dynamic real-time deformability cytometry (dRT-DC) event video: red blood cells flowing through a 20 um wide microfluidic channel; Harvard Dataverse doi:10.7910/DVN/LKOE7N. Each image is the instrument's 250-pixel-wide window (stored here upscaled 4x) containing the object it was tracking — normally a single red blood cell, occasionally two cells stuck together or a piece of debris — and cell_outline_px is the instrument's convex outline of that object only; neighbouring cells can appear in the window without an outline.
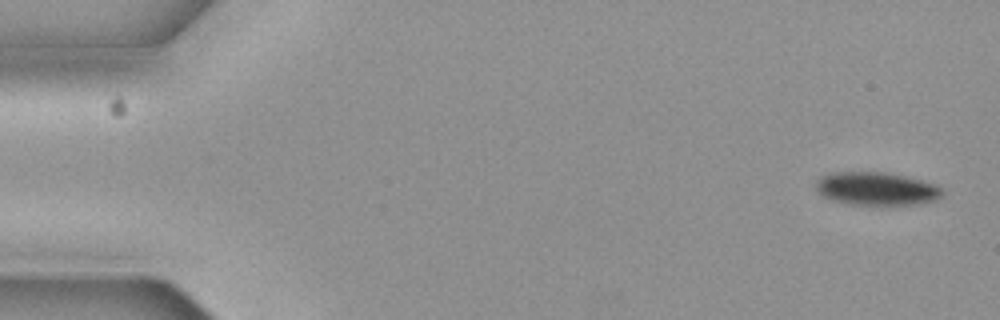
{"species": "common noctule bat (a hibernating species)", "species_latin": "Nyctalus noctula", "temperature_condition": "cold", "stored_images_in_passage": 5, "camera_frame_rate_fps": 3000, "um_per_image_px": 0.085, "animal": {"sex": "female", "body_mass_g": 19.3, "forearm_length_mm": 54.1}, "frame": {"image": 1, "passage_image": 1, "time_ms": 0.0, "image_size_px": [1000, 320], "cell_outline_px": [[944, 196], [936, 200], [924, 204], [896, 208], [880, 208], [848, 204], [832, 200], [824, 196], [816, 188], [816, 180], [820, 176], [836, 172], [888, 172], [936, 184], [944, 188]], "centroid_in_image_um": [74.6, 16.11], "position_along_channel_um": 10.4, "area_um2": 25.84}}
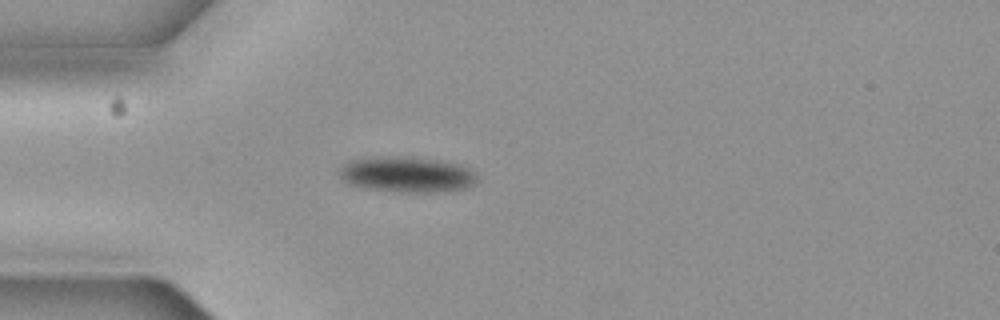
{"frame": {"image": 2, "passage_image": 4, "time_ms": 1.0, "image_size_px": [1000, 320], "cell_outline_px": [[480, 180], [476, 184], [468, 188], [444, 192], [392, 192], [360, 188], [348, 184], [336, 172], [344, 164], [352, 160], [380, 156], [412, 156], [444, 160], [460, 164], [476, 172]], "centroid_in_image_um": [34.64, 14.84], "position_along_channel_um": 50.4, "area_um2": 29.71}}